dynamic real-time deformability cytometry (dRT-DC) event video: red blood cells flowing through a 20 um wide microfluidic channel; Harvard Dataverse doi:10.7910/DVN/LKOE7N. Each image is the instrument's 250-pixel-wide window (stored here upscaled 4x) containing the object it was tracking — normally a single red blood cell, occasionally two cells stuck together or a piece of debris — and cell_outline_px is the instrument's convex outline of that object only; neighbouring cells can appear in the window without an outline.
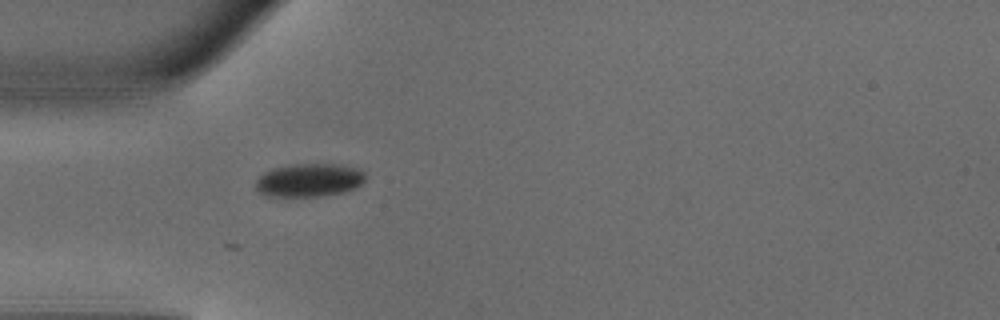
{"species": "common noctule bat (a hibernating species)", "species_latin": "Nyctalus noctula", "temperature_condition": "warm", "stored_images_in_passage": 17, "camera_frame_rate_fps": 3000, "um_per_image_px": 0.085, "animal": {"sex": "male", "body_mass_g": 18.8}, "frame": {"image": 1, "passage_image": 1, "time_ms": 0.0, "image_size_px": [1000, 320], "cell_outline_px": [[364, 180], [356, 188], [344, 192], [316, 196], [264, 196], [256, 188], [256, 180], [264, 172], [272, 168], [292, 164], [340, 164], [360, 168], [364, 172]], "centroid_in_image_um": [26.28, 15.3], "position_along_channel_um": 58.7, "area_um2": 21.33}}
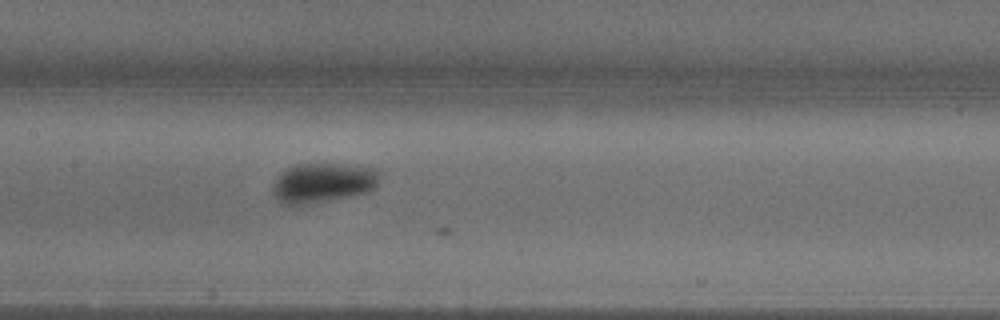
{"frame": {"image": 2, "passage_image": 10, "time_ms": 3.0, "image_size_px": [1000, 320], "cell_outline_px": [[380, 172], [376, 184], [368, 192], [352, 196], [304, 204], [284, 204], [272, 192], [272, 188], [280, 172], [296, 164], [344, 164], [380, 168]], "centroid_in_image_um": [27.48, 15.51], "position_along_channel_um": 179.9, "area_um2": 24.57}}
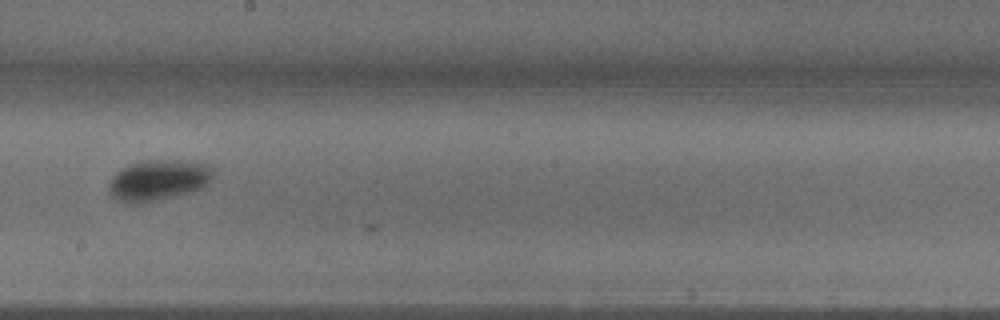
{"frame": {"image": 3, "passage_image": 14, "time_ms": 4.333, "image_size_px": [1000, 320], "cell_outline_px": [[212, 180], [200, 188], [188, 192], [140, 204], [124, 204], [112, 196], [108, 188], [108, 184], [112, 176], [116, 172], [128, 164], [140, 160], [180, 160], [208, 164], [212, 168]], "centroid_in_image_um": [13.4, 15.31], "position_along_channel_um": 234.8, "area_um2": 24.91}}